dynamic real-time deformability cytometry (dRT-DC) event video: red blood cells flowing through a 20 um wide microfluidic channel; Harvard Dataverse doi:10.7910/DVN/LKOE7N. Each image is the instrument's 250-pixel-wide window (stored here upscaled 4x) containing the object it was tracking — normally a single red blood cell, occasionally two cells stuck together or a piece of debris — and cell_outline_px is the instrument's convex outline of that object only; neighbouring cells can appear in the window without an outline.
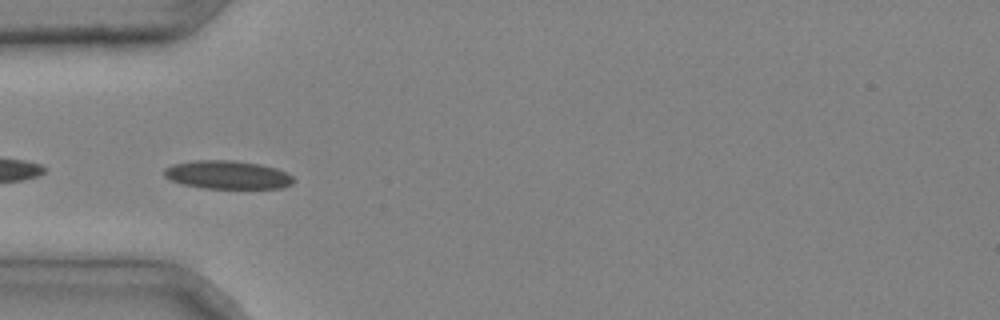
{"species": "common noctule bat (a hibernating species)", "species_latin": "Nyctalus noctula", "temperature_condition": "cold", "stored_images_in_passage": 3, "camera_frame_rate_fps": 3000, "um_per_image_px": 0.085, "animal": {"sex": "male", "body_mass_g": 20.4}, "frame": {"image": 1, "passage_image": 3, "time_ms": 0.667, "image_size_px": [1000, 320], "cell_outline_px": [[296, 180], [292, 184], [280, 188], [204, 188], [180, 184], [164, 176], [164, 168], [172, 164], [196, 160], [232, 160], [260, 164], [276, 168], [292, 176]], "centroid_in_image_um": [19.32, 14.86], "position_along_channel_um": 65.7, "area_um2": 21.39}}